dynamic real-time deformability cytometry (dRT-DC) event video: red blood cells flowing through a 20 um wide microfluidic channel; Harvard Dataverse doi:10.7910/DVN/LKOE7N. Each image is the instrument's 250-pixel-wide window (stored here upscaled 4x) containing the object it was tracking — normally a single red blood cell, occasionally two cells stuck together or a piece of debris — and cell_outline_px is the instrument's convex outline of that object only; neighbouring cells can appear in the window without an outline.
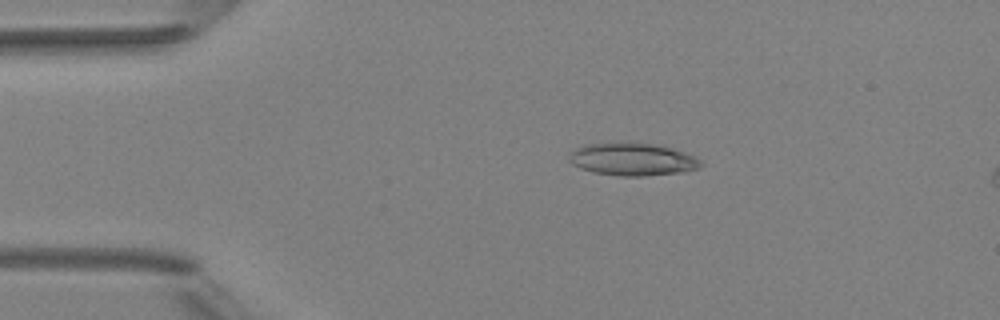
{"species": "Egyptian fruit bat (a non-hibernating species)", "species_latin": "Rousettus aegyptiacus", "temperature_condition": "room temperature", "stored_images_in_passage": 5, "camera_frame_rate_fps": 3000, "um_per_image_px": 0.085, "animal": {"sex": "female"}, "frame": {"image": 1, "passage_image": 3, "time_ms": 2.333, "image_size_px": [1000, 320], "cell_outline_px": [[704, 164], [700, 168], [684, 172], [644, 176], [620, 176], [592, 172], [580, 168], [572, 164], [568, 160], [568, 156], [576, 148], [584, 144], [616, 140], [636, 140], [660, 144], [696, 156]], "centroid_in_image_um": [53.76, 13.49], "position_along_channel_um": 31.2, "area_um2": 26.3}}